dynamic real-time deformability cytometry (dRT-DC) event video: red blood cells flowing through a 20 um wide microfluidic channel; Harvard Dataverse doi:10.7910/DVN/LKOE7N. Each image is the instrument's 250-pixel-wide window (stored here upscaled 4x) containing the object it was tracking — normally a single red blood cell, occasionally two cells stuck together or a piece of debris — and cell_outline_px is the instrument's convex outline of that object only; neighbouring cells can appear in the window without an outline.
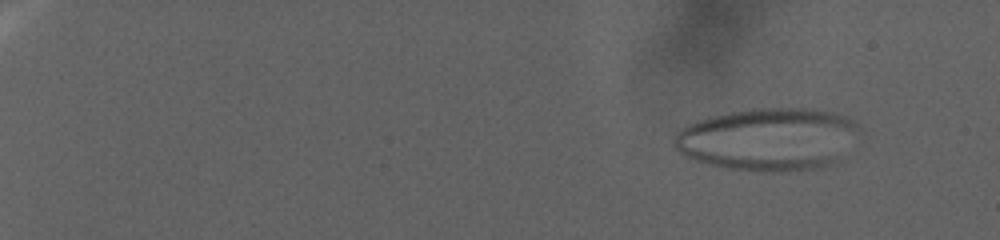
{"species": "human", "species_latin": "Homo sapiens", "temperature_condition": "warm", "stored_images_in_passage": 134, "camera_frame_rate_fps": 3000, "um_per_image_px": 0.085, "donor": {"sex": "female"}, "frame": {"image": 1, "passage_image": 17, "time_ms": 5.333, "image_size_px": [1000, 240], "cell_outline_px": [[856, 124], [824, 160], [820, 164], [812, 168], [772, 172], [728, 168], [696, 160], [680, 152], [676, 148], [676, 136], [684, 128], [700, 120], [712, 116], [752, 108], [804, 108], [832, 112], [844, 116], [852, 120]], "centroid_in_image_um": [65.04, 11.78], "position_along_channel_um": 20.0, "area_um2": 62.94}}
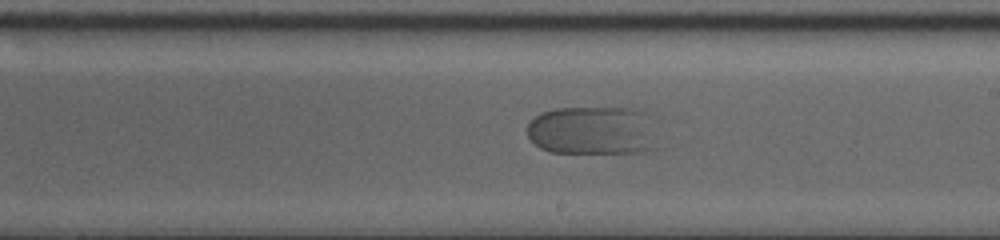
{"frame": {"image": 2, "passage_image": 90, "time_ms": 29.667, "image_size_px": [1000, 240], "cell_outline_px": [[656, 148], [644, 152], [548, 152], [540, 148], [528, 136], [528, 124], [540, 112], [556, 108], [628, 108], [644, 112]], "centroid_in_image_um": [50.28, 11.1], "position_along_channel_um": 238.7, "area_um2": 36.3}}
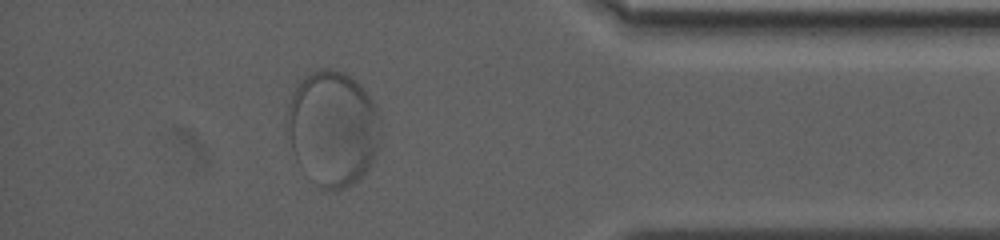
{"frame": {"image": 3, "passage_image": 123, "time_ms": 40.667, "image_size_px": [1000, 240], "cell_outline_px": [[376, 148], [372, 160], [368, 168], [348, 188], [336, 192], [328, 192], [320, 188], [296, 160], [292, 148], [288, 128], [288, 104], [292, 92], [304, 76], [316, 68], [332, 68], [344, 72], [356, 80], [364, 88], [376, 108]], "centroid_in_image_um": [28.23, 10.89], "position_along_channel_um": 407.0, "area_um2": 61.85}}